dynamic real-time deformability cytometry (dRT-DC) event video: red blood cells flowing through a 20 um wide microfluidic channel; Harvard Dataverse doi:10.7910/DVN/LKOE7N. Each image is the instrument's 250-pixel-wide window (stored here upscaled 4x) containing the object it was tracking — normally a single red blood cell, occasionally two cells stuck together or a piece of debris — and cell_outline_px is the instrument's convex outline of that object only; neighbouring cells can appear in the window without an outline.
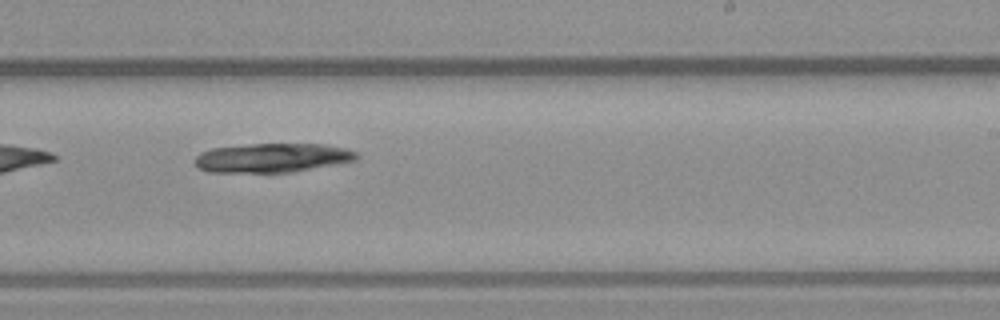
{"species": "common noctule bat (a hibernating species)", "species_latin": "Nyctalus noctula", "temperature_condition": "warm", "stored_images_in_passage": 11, "camera_frame_rate_fps": 3000, "um_per_image_px": 0.085, "animal": {"sex": "male", "body_mass_g": 23.1, "forearm_length_mm": 52.7}, "frame": {"image": 1, "passage_image": 7, "time_ms": 2.0, "image_size_px": [1000, 320], "cell_outline_px": [[360, 156], [352, 160], [292, 172], [208, 172], [196, 168], [196, 156], [200, 152], [212, 148], [252, 144], [324, 144], [344, 148], [356, 152]], "centroid_in_image_um": [23.08, 13.41], "position_along_channel_um": 265.9, "area_um2": 27.11}}
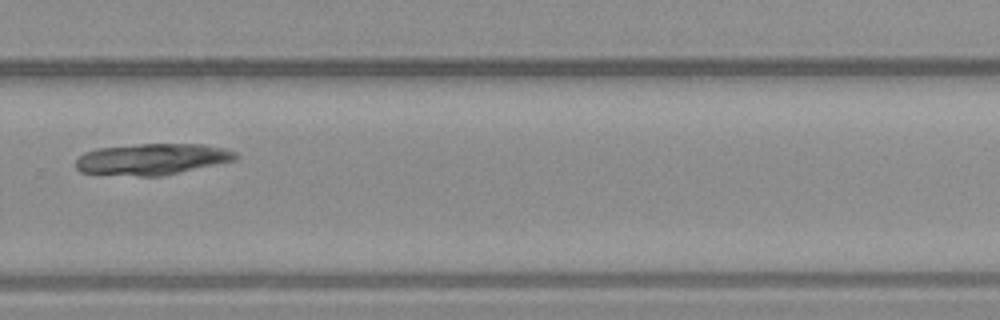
{"frame": {"image": 2, "passage_image": 8, "time_ms": 2.333, "image_size_px": [1000, 320], "cell_outline_px": [[240, 156], [236, 160], [164, 176], [140, 176], [80, 172], [76, 168], [76, 160], [84, 152], [100, 148], [140, 144], [200, 144], [224, 148], [236, 152]], "centroid_in_image_um": [12.97, 13.53], "position_along_channel_um": 316.8, "area_um2": 29.07}}